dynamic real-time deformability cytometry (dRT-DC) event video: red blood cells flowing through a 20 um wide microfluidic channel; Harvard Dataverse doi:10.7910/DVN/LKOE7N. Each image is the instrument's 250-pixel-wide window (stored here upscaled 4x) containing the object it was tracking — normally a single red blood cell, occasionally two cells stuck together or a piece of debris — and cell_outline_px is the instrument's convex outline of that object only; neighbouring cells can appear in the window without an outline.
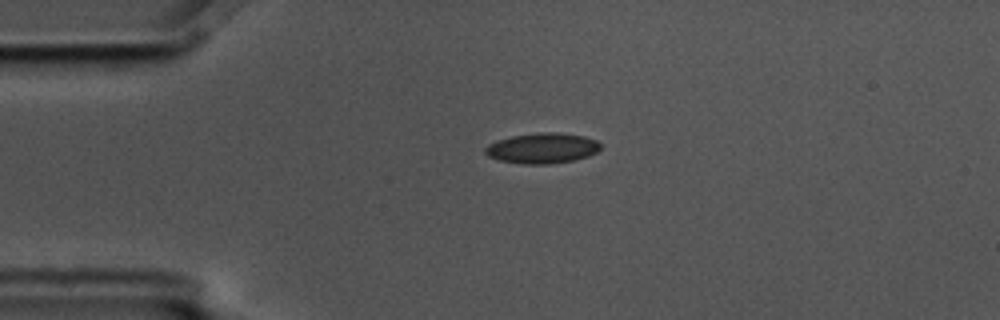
{"species": "common noctule bat (a hibernating species)", "species_latin": "Nyctalus noctula", "temperature_condition": "cold", "stored_images_in_passage": 2, "camera_frame_rate_fps": 3000, "um_per_image_px": 0.085, "animal": {"sex": "male", "body_mass_g": 17.5, "forearm_length_mm": 52.3}, "frame": {"image": 1, "passage_image": 1, "time_ms": 0.0, "image_size_px": [1000, 320], "cell_outline_px": [[600, 148], [596, 152], [588, 156], [572, 160], [548, 164], [524, 164], [500, 160], [488, 156], [484, 152], [484, 148], [488, 144], [512, 136], [544, 132], [556, 132], [584, 136], [596, 140], [600, 144]], "centroid_in_image_um": [46.09, 12.59], "position_along_channel_um": 38.9, "area_um2": 20.17}}